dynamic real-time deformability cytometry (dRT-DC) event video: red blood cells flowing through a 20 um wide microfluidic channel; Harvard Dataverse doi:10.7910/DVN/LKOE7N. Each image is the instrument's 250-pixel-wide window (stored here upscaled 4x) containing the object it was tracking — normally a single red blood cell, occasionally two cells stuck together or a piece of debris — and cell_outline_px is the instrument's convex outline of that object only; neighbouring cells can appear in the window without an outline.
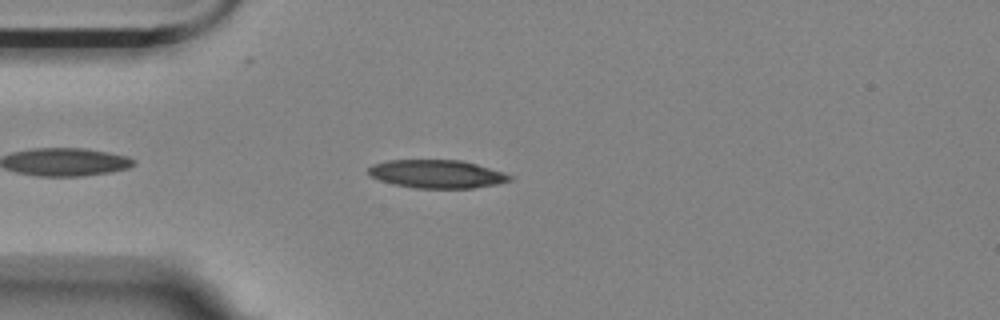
{"species": "Egyptian fruit bat (a non-hibernating species)", "species_latin": "Rousettus aegyptiacus", "temperature_condition": "room temperature", "stored_images_in_passage": 48, "camera_frame_rate_fps": 3000, "um_per_image_px": 0.085, "animal": {"sex": "female"}, "frame": {"image": 1, "passage_image": 7, "time_ms": 2.0, "image_size_px": [1000, 320], "cell_outline_px": [[512, 180], [496, 184], [472, 188], [416, 188], [396, 184], [380, 180], [368, 176], [368, 168], [372, 164], [388, 160], [460, 160], [476, 164], [504, 172], [512, 176]], "centroid_in_image_um": [37.12, 14.78], "position_along_channel_um": 47.9, "area_um2": 23.18}}
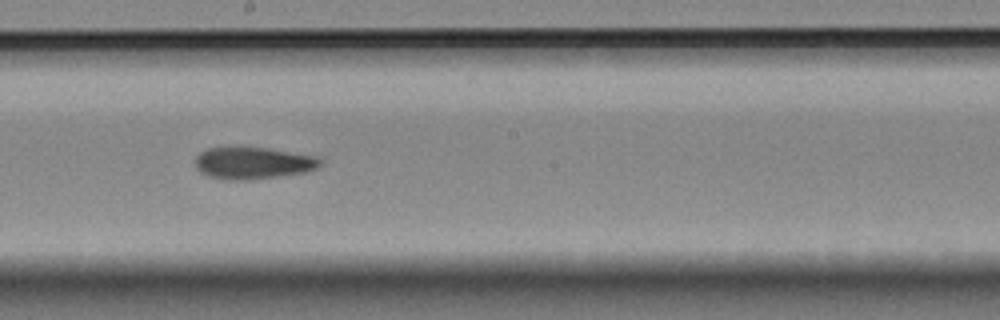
{"frame": {"image": 2, "passage_image": 23, "time_ms": 7.333, "image_size_px": [1000, 320], "cell_outline_px": [[324, 164], [320, 168], [304, 172], [248, 180], [224, 180], [208, 176], [200, 172], [196, 168], [196, 156], [200, 152], [208, 148], [268, 148], [320, 156]], "centroid_in_image_um": [21.57, 13.86], "position_along_channel_um": 226.6, "area_um2": 23.41}}
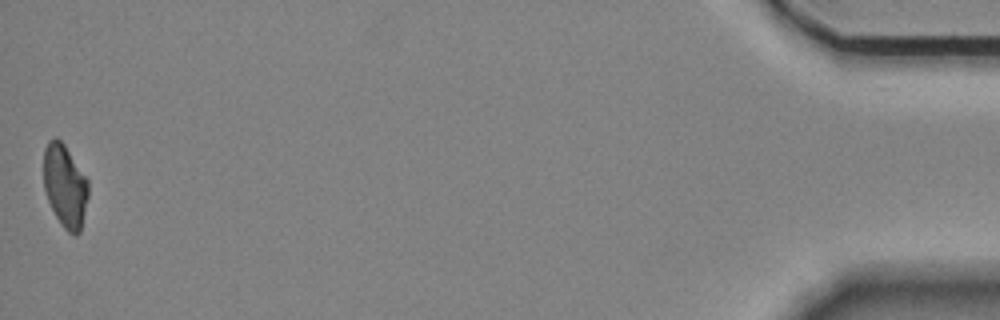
{"frame": {"image": 3, "passage_image": 48, "time_ms": 15.667, "image_size_px": [1000, 320], "cell_outline_px": [[88, 196], [80, 232], [76, 236], [72, 236], [60, 224], [48, 200], [44, 188], [44, 148], [48, 140], [56, 136], [64, 144], [88, 180]], "centroid_in_image_um": [5.52, 15.81], "position_along_channel_um": 429.7, "area_um2": 21.56}, "authors_computed_cell_mechanics": {"area_um2": 23.2645, "velocity_mm_per_s": 3.5643, "shape_relaxation_time_tau1_ms": null, "shape_relaxation_time_tau2_ms": 7.1925, "deformation_change_tau1": null, "deformation_change_tau2": 0.1596}}